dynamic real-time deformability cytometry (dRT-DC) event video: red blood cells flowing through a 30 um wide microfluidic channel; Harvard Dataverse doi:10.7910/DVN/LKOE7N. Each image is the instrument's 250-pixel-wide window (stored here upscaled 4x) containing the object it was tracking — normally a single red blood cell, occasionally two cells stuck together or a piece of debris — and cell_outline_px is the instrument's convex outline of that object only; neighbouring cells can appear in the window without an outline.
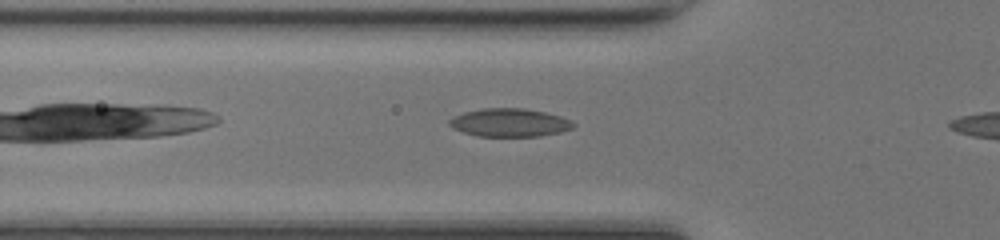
{"species": "common noctule bat (a hibernating species)", "species_latin": "Nyctalus noctula", "temperature_condition": "room temperature", "stored_images_in_passage": 5, "camera_frame_rate_fps": 3000, "um_per_image_px": 0.085, "animal": {"sex": "female", "body_mass_g": 17.0, "forearm_length_mm": 48.0}, "frame": {"image": 1, "passage_image": 3, "time_ms": 0.667, "image_size_px": [1000, 240], "cell_outline_px": [[576, 124], [572, 128], [560, 132], [540, 136], [476, 136], [452, 128], [448, 124], [448, 120], [464, 112], [484, 108], [524, 108], [544, 112], [560, 116], [572, 120]], "centroid_in_image_um": [43.32, 10.42], "position_along_channel_um": 82.5, "area_um2": 20.35}}